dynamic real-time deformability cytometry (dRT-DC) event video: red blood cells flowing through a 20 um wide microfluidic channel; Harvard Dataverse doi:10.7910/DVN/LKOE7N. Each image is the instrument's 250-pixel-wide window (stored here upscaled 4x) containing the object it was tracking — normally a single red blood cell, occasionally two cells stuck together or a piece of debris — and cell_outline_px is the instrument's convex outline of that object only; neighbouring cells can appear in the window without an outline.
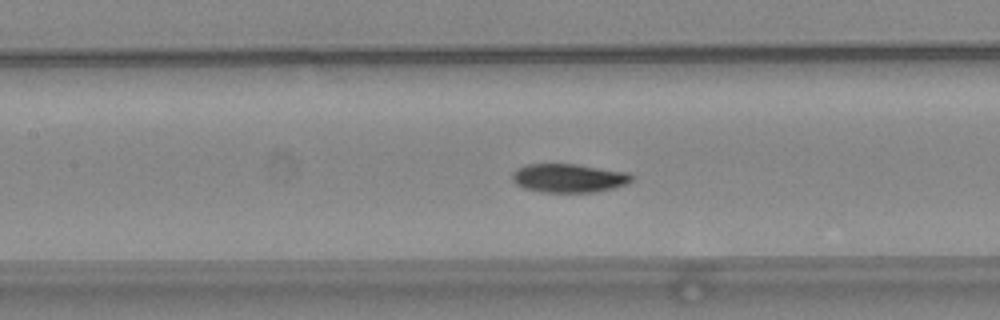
{"species": "common noctule bat (a hibernating species)", "species_latin": "Nyctalus noctula", "temperature_condition": "warm", "stored_images_in_passage": 46, "camera_frame_rate_fps": 3000, "um_per_image_px": 0.085, "animal": {"sex": "female", "body_mass_g": 24.6, "forearm_length_mm": 56.2}, "frame": {"image": 1, "passage_image": 18, "time_ms": 5.667, "image_size_px": [1000, 320], "cell_outline_px": [[632, 180], [628, 184], [596, 192], [540, 192], [524, 188], [516, 184], [512, 180], [512, 172], [516, 168], [524, 164], [576, 164], [628, 172], [632, 176]], "centroid_in_image_um": [48.31, 15.13], "position_along_channel_um": 159.1, "area_um2": 20.11}}
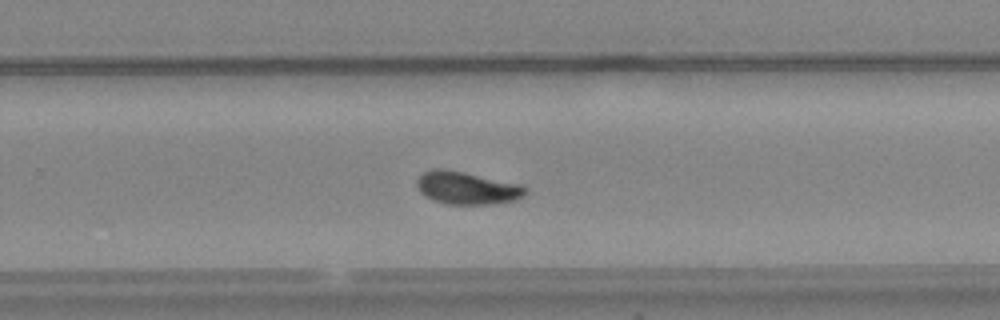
{"frame": {"image": 2, "passage_image": 28, "time_ms": 9.0, "image_size_px": [1000, 320], "cell_outline_px": [[528, 192], [524, 196], [516, 200], [496, 204], [448, 204], [432, 200], [424, 196], [420, 192], [416, 184], [416, 180], [424, 172], [432, 168], [444, 168], [464, 172], [520, 184], [528, 188]], "centroid_in_image_um": [39.7, 15.98], "position_along_channel_um": 290.1, "area_um2": 20.92}}
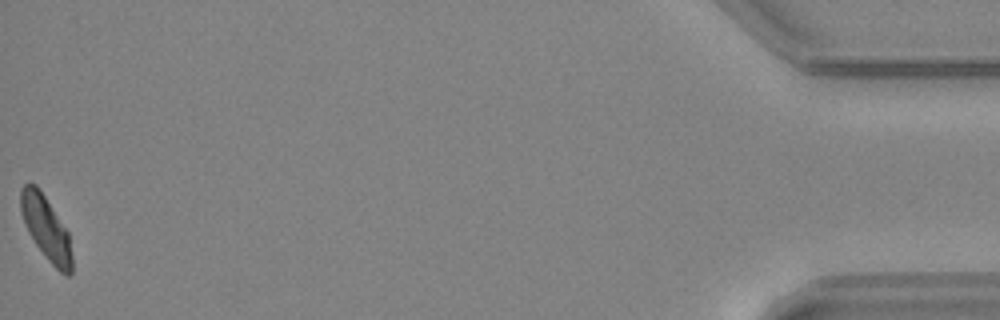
{"frame": {"image": 3, "passage_image": 46, "time_ms": 15.0, "image_size_px": [1000, 320], "cell_outline_px": [[72, 276], [68, 276], [60, 272], [48, 260], [36, 244], [28, 232], [24, 224], [20, 212], [20, 188], [28, 180], [36, 184], [68, 232], [72, 256]], "centroid_in_image_um": [3.89, 19.37], "position_along_channel_um": 431.3, "area_um2": 19.07}, "authors_computed_cell_mechanics": {"area_um2": 20.0855, "velocity_mm_per_s": 3.9602, "shape_relaxation_time_tau1_ms": 2.5547, "shape_relaxation_time_tau2_ms": 4.1683, "deformation_change_tau1": 0.1436, "deformation_change_tau2": 0.0722}}